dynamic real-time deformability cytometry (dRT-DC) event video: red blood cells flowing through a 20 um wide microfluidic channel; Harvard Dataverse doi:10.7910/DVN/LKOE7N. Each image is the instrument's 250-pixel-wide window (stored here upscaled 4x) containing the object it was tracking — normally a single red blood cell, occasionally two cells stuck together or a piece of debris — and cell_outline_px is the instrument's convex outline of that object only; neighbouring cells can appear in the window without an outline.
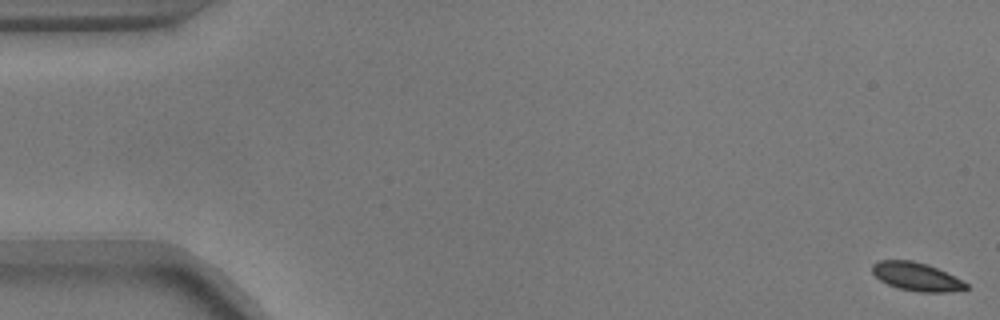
{"species": "common noctule bat (a hibernating species)", "species_latin": "Nyctalus noctula", "temperature_condition": "warm", "stored_images_in_passage": 56, "camera_frame_rate_fps": 3000, "um_per_image_px": 0.085, "animal": {"sex": "male", "body_mass_g": 17.9}, "frame": {"image": 1, "passage_image": 1, "time_ms": 0.0, "image_size_px": [1000, 320], "cell_outline_px": [[968, 288], [952, 292], [920, 292], [896, 288], [880, 280], [872, 272], [872, 264], [880, 260], [912, 260], [928, 264], [968, 284]], "centroid_in_image_um": [77.87, 23.52], "position_along_channel_um": 7.1, "area_um2": 15.37}}
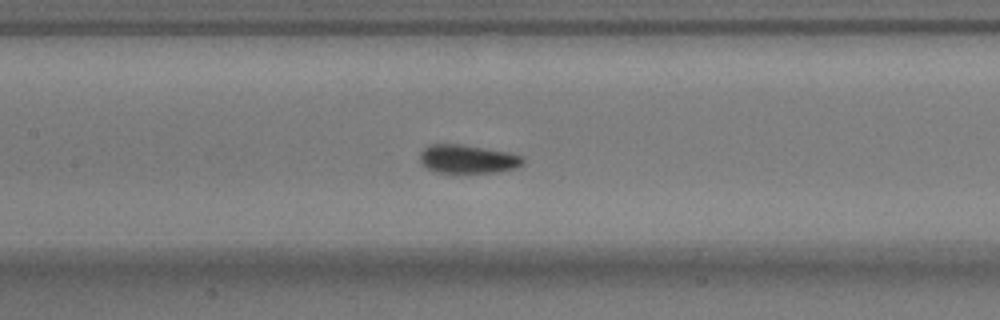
{"frame": {"image": 2, "passage_image": 26, "time_ms": 8.333, "image_size_px": [1000, 320], "cell_outline_px": [[524, 164], [516, 168], [496, 172], [452, 176], [436, 172], [424, 168], [420, 164], [420, 152], [428, 144], [460, 144], [508, 152], [524, 156]], "centroid_in_image_um": [39.71, 13.57], "position_along_channel_um": 167.7, "area_um2": 18.15}}
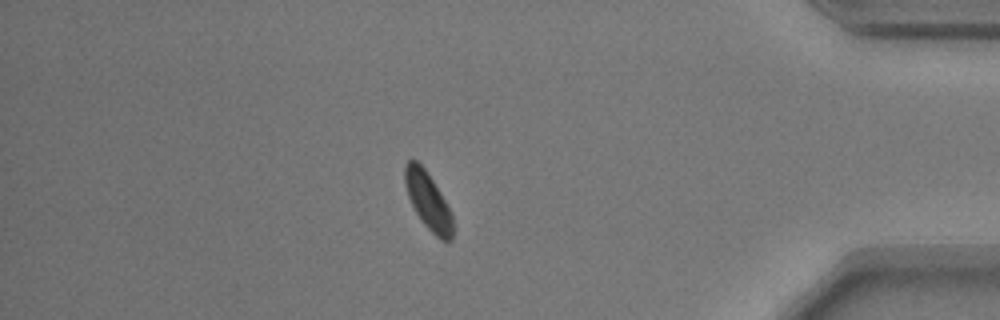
{"frame": {"image": 3, "passage_image": 48, "time_ms": 15.667, "image_size_px": [1000, 320], "cell_outline_px": [[452, 240], [440, 240], [424, 224], [416, 212], [408, 196], [404, 180], [404, 164], [408, 160], [416, 160], [424, 168], [440, 192], [452, 212]], "centroid_in_image_um": [36.38, 17.06], "position_along_channel_um": 398.8, "area_um2": 15.72}}